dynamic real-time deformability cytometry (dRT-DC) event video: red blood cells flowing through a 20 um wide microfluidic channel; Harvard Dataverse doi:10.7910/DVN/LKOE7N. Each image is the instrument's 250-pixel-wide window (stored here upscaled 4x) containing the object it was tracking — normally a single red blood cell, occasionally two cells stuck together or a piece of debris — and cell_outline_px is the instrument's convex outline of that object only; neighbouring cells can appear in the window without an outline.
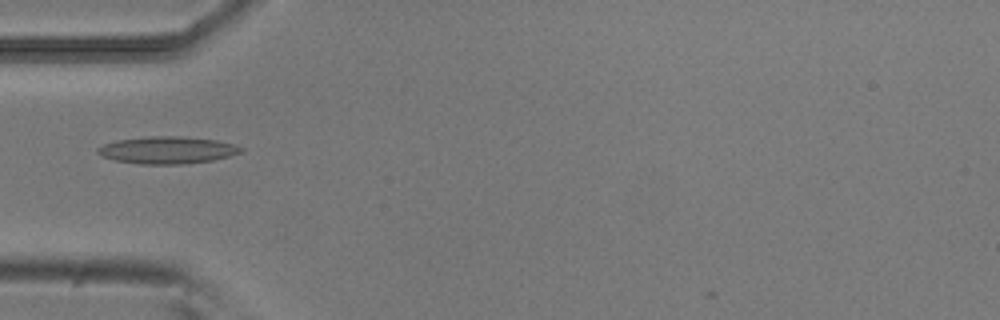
{"species": "common noctule bat (a hibernating species)", "species_latin": "Nyctalus noctula", "temperature_condition": "room temperature", "stored_images_in_passage": 37, "camera_frame_rate_fps": 3000, "um_per_image_px": 0.085, "animal": {"sex": "male", "body_mass_g": 20.5, "forearm_length_mm": 52.5}, "frame": {"image": 1, "passage_image": 1, "time_ms": 0.0, "image_size_px": [1000, 320], "cell_outline_px": [[244, 152], [212, 160], [184, 164], [140, 164], [116, 160], [100, 156], [96, 152], [96, 148], [104, 144], [116, 140], [144, 136], [176, 136], [216, 140], [236, 144], [244, 148]], "centroid_in_image_um": [14.21, 12.75], "position_along_channel_um": 70.8, "area_um2": 22.83}}
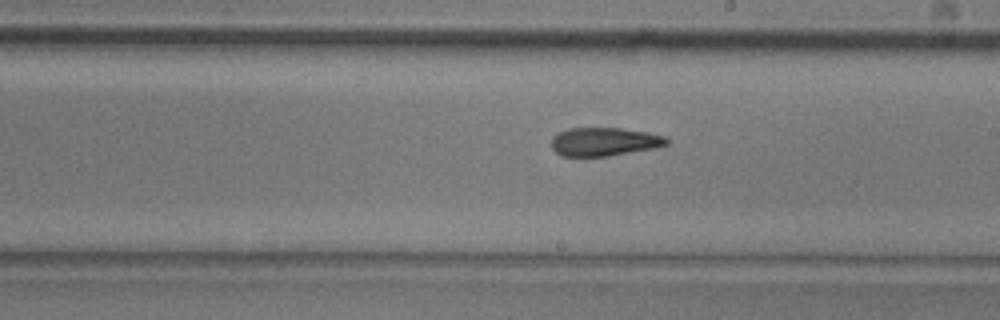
{"frame": {"image": 2, "passage_image": 14, "time_ms": 4.333, "image_size_px": [1000, 320], "cell_outline_px": [[668, 144], [652, 148], [608, 156], [560, 156], [552, 148], [552, 136], [568, 128], [620, 128], [648, 132], [664, 136], [668, 140]], "centroid_in_image_um": [51.33, 12.04], "position_along_channel_um": 237.7, "area_um2": 18.96}}
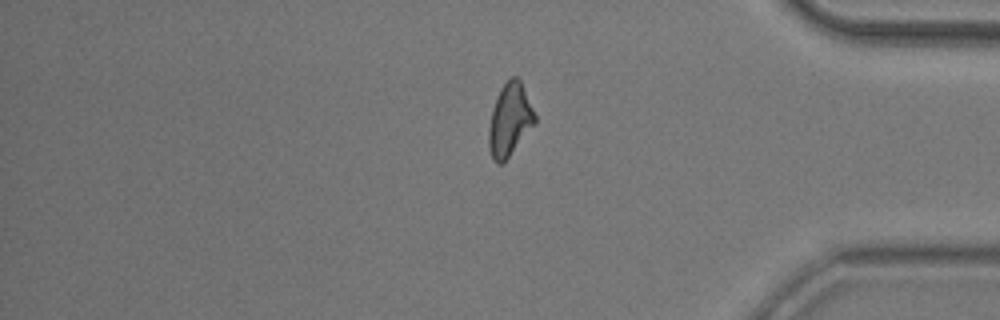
{"frame": {"image": 3, "passage_image": 28, "time_ms": 9.0, "image_size_px": [1000, 320], "cell_outline_px": [[536, 124], [504, 164], [496, 164], [492, 160], [488, 144], [488, 128], [492, 108], [500, 88], [512, 76], [516, 76], [520, 80], [536, 116]], "centroid_in_image_um": [43.32, 10.25], "position_along_channel_um": 391.9, "area_um2": 19.88}}